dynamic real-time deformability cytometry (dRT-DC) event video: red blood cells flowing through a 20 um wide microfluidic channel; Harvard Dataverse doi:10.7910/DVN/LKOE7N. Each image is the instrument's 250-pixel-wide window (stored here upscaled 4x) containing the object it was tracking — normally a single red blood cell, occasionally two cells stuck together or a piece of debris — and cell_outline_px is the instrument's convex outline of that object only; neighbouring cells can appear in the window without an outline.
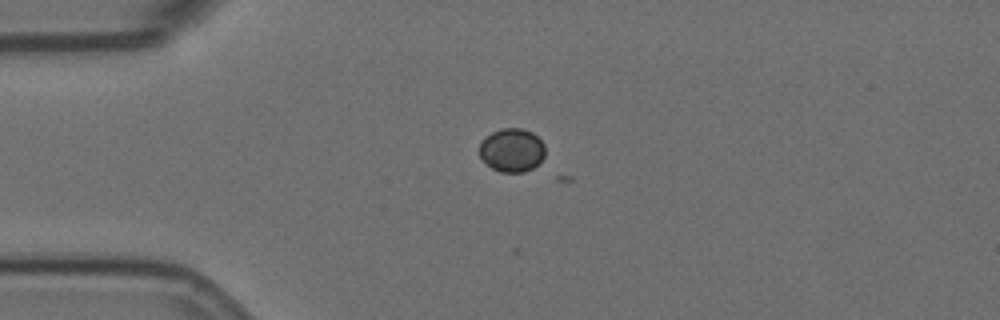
{"species": "Egyptian fruit bat (a non-hibernating species)", "species_latin": "Rousettus aegyptiacus", "temperature_condition": "room temperature", "stored_images_in_passage": 3, "camera_frame_rate_fps": 3000, "um_per_image_px": 0.085, "animal": {"sex": "female"}, "frame": {"image": 1, "passage_image": 1, "time_ms": 0.0, "image_size_px": [1000, 320], "cell_outline_px": [[544, 156], [532, 168], [524, 172], [500, 172], [492, 168], [480, 156], [480, 144], [492, 132], [500, 128], [520, 128], [532, 132], [544, 144]], "centroid_in_image_um": [43.52, 12.76], "position_along_channel_um": 41.5, "area_um2": 16.36}}